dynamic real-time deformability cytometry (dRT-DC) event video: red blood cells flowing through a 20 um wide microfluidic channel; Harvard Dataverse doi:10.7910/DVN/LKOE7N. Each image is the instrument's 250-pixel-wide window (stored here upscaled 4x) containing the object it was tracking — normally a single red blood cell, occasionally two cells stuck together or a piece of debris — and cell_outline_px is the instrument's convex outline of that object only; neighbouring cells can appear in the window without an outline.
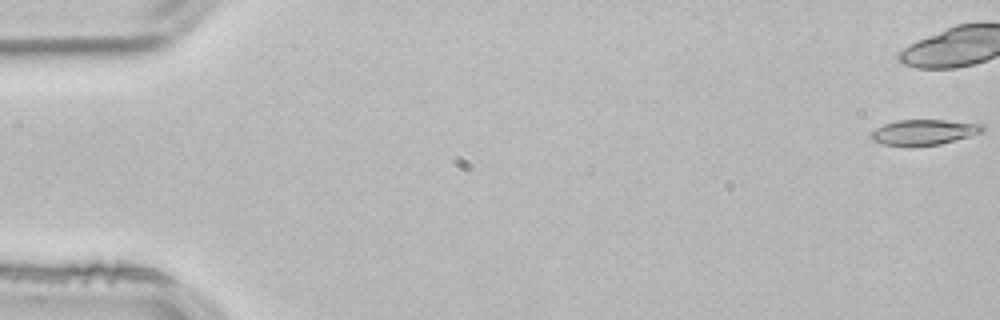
{"species": "common noctule bat (a hibernating species)", "species_latin": "Nyctalus noctula", "temperature_condition": "room temperature", "stored_images_in_passage": 15, "camera_frame_rate_fps": 3000, "um_per_image_px": 0.085, "animal": {"sex": "male", "body_mass_g": 21.5, "forearm_length_mm": 52.0}, "frame": {"image": 1, "passage_image": 1, "time_ms": 0.0, "image_size_px": [1000, 320], "cell_outline_px": [[984, 132], [940, 144], [912, 148], [884, 144], [872, 140], [868, 136], [876, 128], [884, 124], [896, 120], [944, 120], [984, 124]], "centroid_in_image_um": [78.5, 11.26], "position_along_channel_um": 6.5, "area_um2": 16.88}}